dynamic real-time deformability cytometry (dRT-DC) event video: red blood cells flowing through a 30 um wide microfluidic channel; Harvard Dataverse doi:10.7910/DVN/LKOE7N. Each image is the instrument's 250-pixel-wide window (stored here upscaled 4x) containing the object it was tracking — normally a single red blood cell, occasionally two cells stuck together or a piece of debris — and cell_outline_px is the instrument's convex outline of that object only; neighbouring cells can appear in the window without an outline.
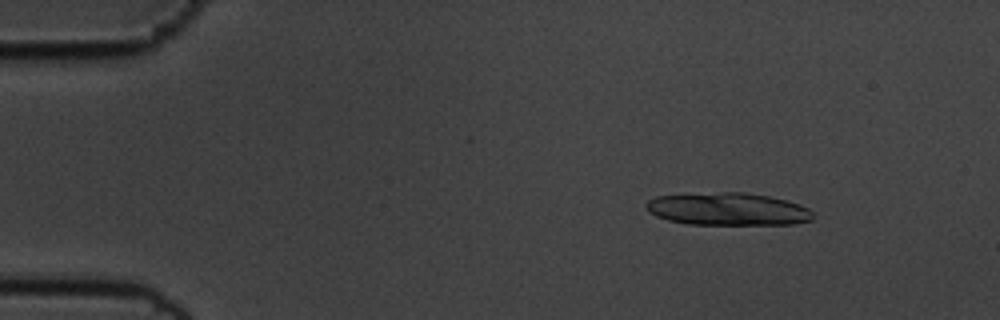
{"species": "common noctule bat (a hibernating species)", "species_latin": "Nyctalus noctula", "temperature_condition": "cold", "stored_images_in_passage": 24, "camera_frame_rate_fps": 3000, "um_per_image_px": 0.085, "animal": {"sex": "male", "body_mass_g": 19.5, "forearm_length_mm": 54.6}, "frame": {"image": 1, "passage_image": 8, "time_ms": 2.333, "image_size_px": [1000, 320], "cell_outline_px": [[812, 220], [792, 224], [688, 224], [668, 220], [656, 216], [648, 212], [644, 204], [648, 200], [656, 196], [724, 192], [744, 192], [768, 196], [800, 204], [808, 208], [812, 212]], "centroid_in_image_um": [61.84, 17.77], "position_along_channel_um": 23.2, "area_um2": 31.56}}